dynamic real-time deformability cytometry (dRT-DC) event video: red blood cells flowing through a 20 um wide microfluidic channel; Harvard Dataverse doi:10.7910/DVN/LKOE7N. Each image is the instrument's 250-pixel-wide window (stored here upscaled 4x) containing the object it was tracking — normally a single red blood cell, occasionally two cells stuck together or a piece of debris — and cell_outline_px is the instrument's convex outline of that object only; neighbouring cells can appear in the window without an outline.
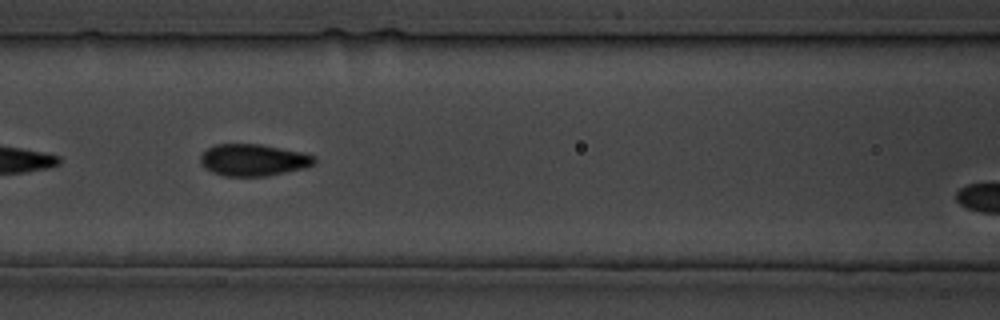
{"species": "common noctule bat (a hibernating species)", "species_latin": "Nyctalus noctula", "temperature_condition": "cold", "stored_images_in_passage": 20, "camera_frame_rate_fps": 3000, "um_per_image_px": 0.085, "animal": {"sex": "male", "body_mass_g": 19.5, "forearm_length_mm": 54.6}, "frame": {"image": 1, "passage_image": 6, "time_ms": 6.667, "image_size_px": [1000, 320], "cell_outline_px": [[316, 164], [304, 168], [268, 176], [224, 176], [212, 172], [204, 168], [200, 164], [200, 156], [208, 148], [216, 144], [260, 144], [304, 152], [316, 156]], "centroid_in_image_um": [21.56, 13.6], "position_along_channel_um": 145.0, "area_um2": 21.39}}